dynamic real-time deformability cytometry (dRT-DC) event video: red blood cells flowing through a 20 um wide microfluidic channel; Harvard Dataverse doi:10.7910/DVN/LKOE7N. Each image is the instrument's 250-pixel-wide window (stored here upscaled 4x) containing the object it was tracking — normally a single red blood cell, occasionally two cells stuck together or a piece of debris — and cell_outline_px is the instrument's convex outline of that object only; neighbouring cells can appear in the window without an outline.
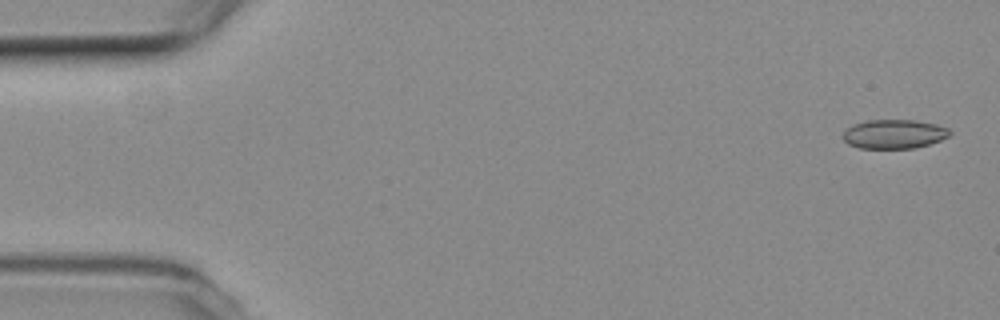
{"species": "common noctule bat (a hibernating species)", "species_latin": "Nyctalus noctula", "temperature_condition": "room temperature", "stored_images_in_passage": 13, "camera_frame_rate_fps": 3000, "um_per_image_px": 0.085, "animal": {"sex": "female", "body_mass_g": 19.3, "forearm_length_mm": 54.1}, "frame": {"image": 1, "passage_image": 2, "time_ms": 0.333, "image_size_px": [1000, 320], "cell_outline_px": [[952, 132], [948, 136], [940, 140], [928, 144], [912, 148], [860, 148], [848, 144], [844, 140], [844, 132], [852, 124], [868, 120], [916, 120], [936, 124], [948, 128]], "centroid_in_image_um": [76.0, 11.38], "position_along_channel_um": 9.0, "area_um2": 17.98}}
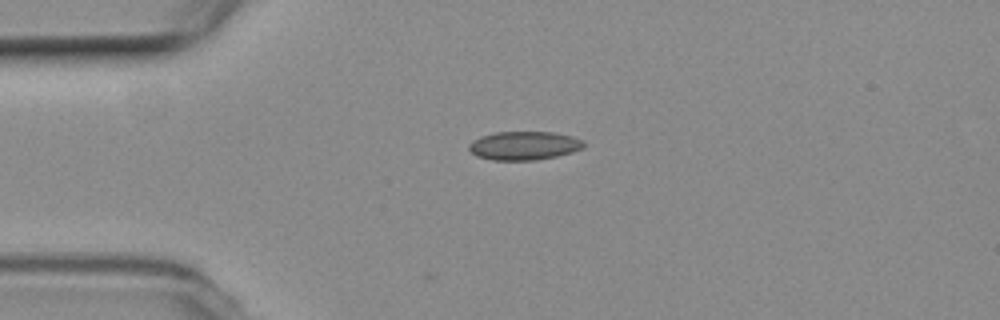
{"frame": {"image": 2, "passage_image": 13, "time_ms": 4.0, "image_size_px": [1000, 320], "cell_outline_px": [[584, 148], [572, 152], [556, 156], [536, 160], [492, 160], [476, 156], [468, 148], [468, 144], [472, 140], [480, 136], [496, 132], [552, 132], [572, 136], [584, 140]], "centroid_in_image_um": [44.54, 12.38], "position_along_channel_um": 40.5, "area_um2": 19.25}}